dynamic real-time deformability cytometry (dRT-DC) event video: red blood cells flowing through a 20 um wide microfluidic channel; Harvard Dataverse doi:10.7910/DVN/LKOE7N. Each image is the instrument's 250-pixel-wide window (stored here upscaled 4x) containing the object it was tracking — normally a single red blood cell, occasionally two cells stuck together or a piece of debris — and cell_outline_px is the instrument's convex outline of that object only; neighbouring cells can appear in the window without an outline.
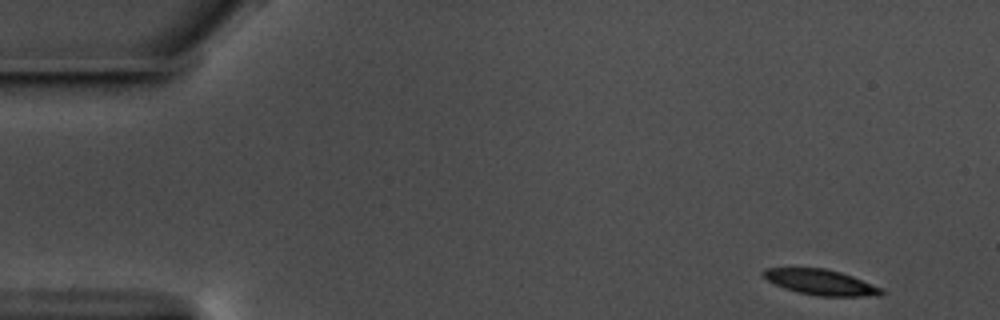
{"species": "common noctule bat (a hibernating species)", "species_latin": "Nyctalus noctula", "temperature_condition": "warm", "stored_images_in_passage": 54, "camera_frame_rate_fps": 3000, "um_per_image_px": 0.085, "animal": {"sex": "male", "body_mass_g": 17.5, "forearm_length_mm": 52.3}, "frame": {"image": 1, "passage_image": 1, "time_ms": 0.0, "image_size_px": [1000, 320], "cell_outline_px": [[884, 296], [816, 296], [784, 288], [768, 280], [760, 272], [764, 268], [824, 268], [840, 272], [852, 276], [884, 288]], "centroid_in_image_um": [69.82, 23.99], "position_along_channel_um": 15.2, "area_um2": 17.57}}
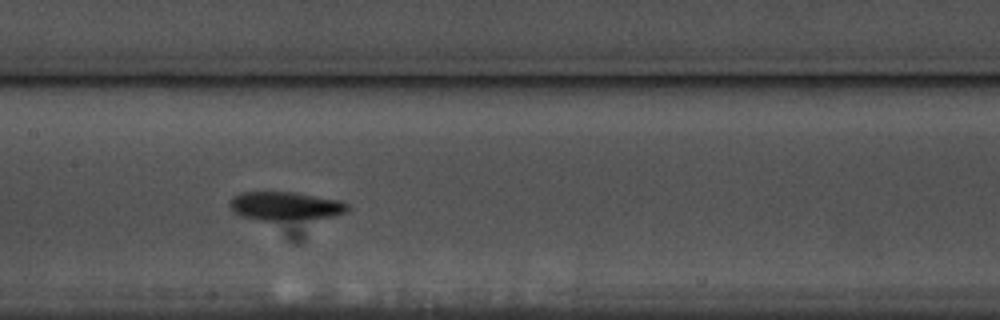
{"frame": {"image": 2, "passage_image": 25, "time_ms": 8.0, "image_size_px": [1000, 320], "cell_outline_px": [[348, 208], [344, 212], [332, 216], [280, 220], [260, 220], [240, 216], [232, 212], [228, 208], [228, 200], [240, 192], [296, 192], [340, 200], [348, 204]], "centroid_in_image_um": [24.15, 17.49], "position_along_channel_um": 183.3, "area_um2": 19.59}}
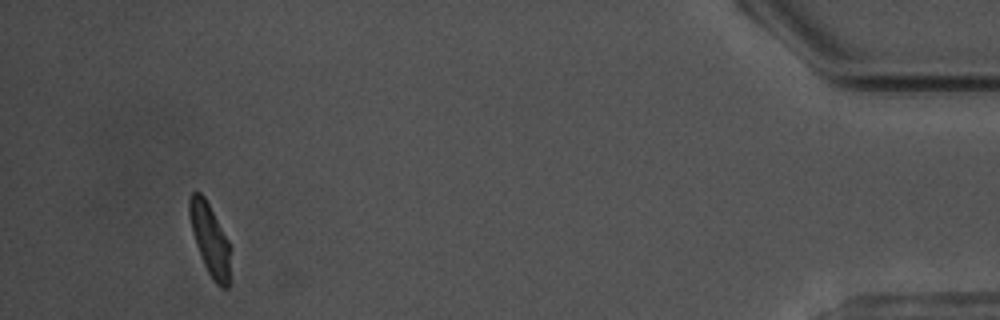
{"frame": {"image": 3, "passage_image": 51, "time_ms": 16.667, "image_size_px": [1000, 320], "cell_outline_px": [[232, 248], [228, 288], [220, 288], [216, 284], [208, 272], [204, 264], [196, 244], [192, 232], [188, 212], [188, 196], [192, 192], [200, 192], [204, 196], [232, 244]], "centroid_in_image_um": [17.87, 20.34], "position_along_channel_um": 417.3, "area_um2": 17.63}, "authors_computed_cell_mechanics": {"area_um2": 18.5827, "velocity_mm_per_s": 3.5338, "shape_relaxation_time_tau1_ms": 2.7264, "shape_relaxation_time_tau2_ms": null, "deformation_change_tau1": 0.1234, "deformation_change_tau2": null}}